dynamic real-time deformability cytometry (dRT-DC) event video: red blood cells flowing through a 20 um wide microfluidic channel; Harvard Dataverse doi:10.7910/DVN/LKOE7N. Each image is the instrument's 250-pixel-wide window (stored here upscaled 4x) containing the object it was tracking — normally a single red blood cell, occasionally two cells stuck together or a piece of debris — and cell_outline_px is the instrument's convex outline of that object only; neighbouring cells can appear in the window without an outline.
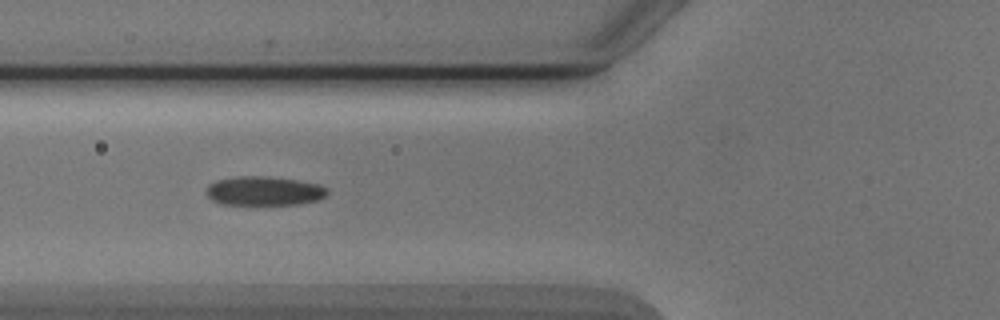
{"species": "Egyptian fruit bat (a non-hibernating species)", "species_latin": "Rousettus aegyptiacus", "temperature_condition": "cold", "stored_images_in_passage": 4, "camera_frame_rate_fps": 3000, "um_per_image_px": 0.085, "animal": {"sex": "male"}, "frame": {"image": 1, "passage_image": 3, "time_ms": 2.333, "image_size_px": [1000, 320], "cell_outline_px": [[328, 196], [320, 200], [300, 204], [220, 204], [212, 200], [208, 196], [208, 184], [216, 180], [236, 176], [264, 176], [296, 180], [320, 184], [328, 188]], "centroid_in_image_um": [22.5, 16.23], "position_along_channel_um": 103.3, "area_um2": 20.63}}
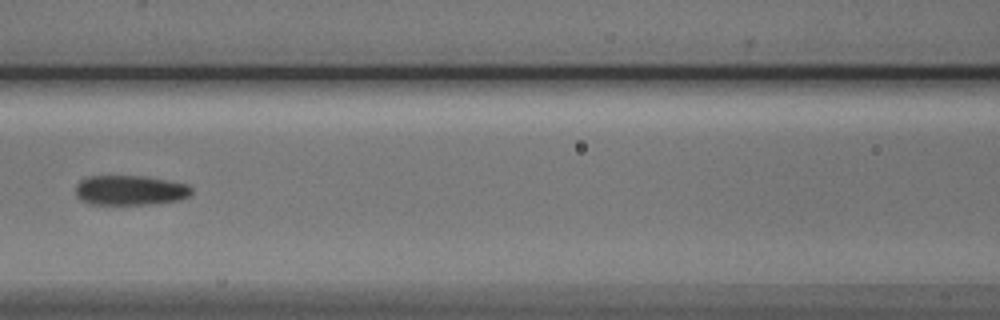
{"frame": {"image": 2, "passage_image": 4, "time_ms": 3.667, "image_size_px": [1000, 320], "cell_outline_px": [[192, 192], [188, 196], [180, 200], [156, 204], [92, 204], [80, 200], [76, 196], [76, 184], [80, 180], [88, 176], [144, 176], [168, 180], [188, 184], [192, 188]], "centroid_in_image_um": [11.07, 16.17], "position_along_channel_um": 155.5, "area_um2": 20.35}}